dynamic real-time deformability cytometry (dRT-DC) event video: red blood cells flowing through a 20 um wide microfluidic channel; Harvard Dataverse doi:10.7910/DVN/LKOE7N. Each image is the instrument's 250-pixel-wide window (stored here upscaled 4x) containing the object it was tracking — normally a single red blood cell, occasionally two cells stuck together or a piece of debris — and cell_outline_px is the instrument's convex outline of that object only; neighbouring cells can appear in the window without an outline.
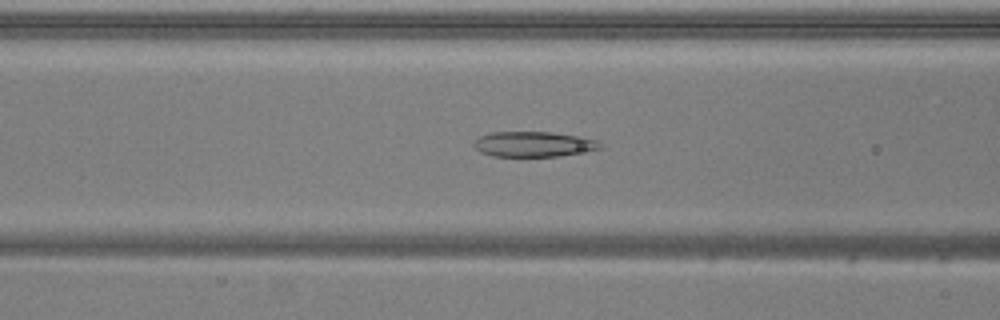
{"species": "common noctule bat (a hibernating species)", "species_latin": "Nyctalus noctula", "temperature_condition": "warm", "stored_images_in_passage": 44, "segment_of_instrument_passage": [1, 2], "camera_frame_rate_fps": 3000, "um_per_image_px": 0.085, "animal": {"sex": "male", "body_mass_g": 20.5, "forearm_length_mm": 52.5}, "frame": {"image": 1, "passage_image": 11, "time_ms": 3.333, "image_size_px": [1000, 320], "cell_outline_px": [[600, 148], [560, 156], [492, 156], [480, 152], [472, 144], [480, 136], [492, 132], [552, 132], [580, 136], [596, 140], [600, 144]], "centroid_in_image_um": [45.31, 12.25], "position_along_channel_um": 121.3, "area_um2": 18.38}}
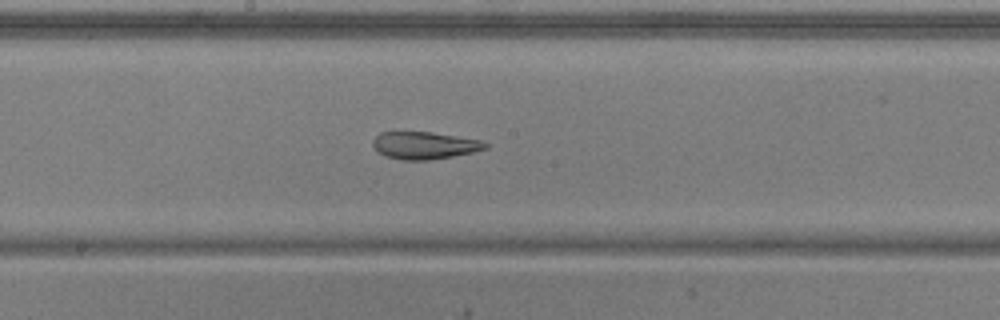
{"frame": {"image": 2, "passage_image": 18, "time_ms": 5.667, "image_size_px": [1000, 320], "cell_outline_px": [[488, 148], [472, 152], [452, 156], [428, 160], [404, 160], [384, 156], [376, 152], [372, 144], [372, 140], [380, 132], [432, 132], [484, 140], [488, 144]], "centroid_in_image_um": [36.07, 12.35], "position_along_channel_um": 212.1, "area_um2": 18.09}}
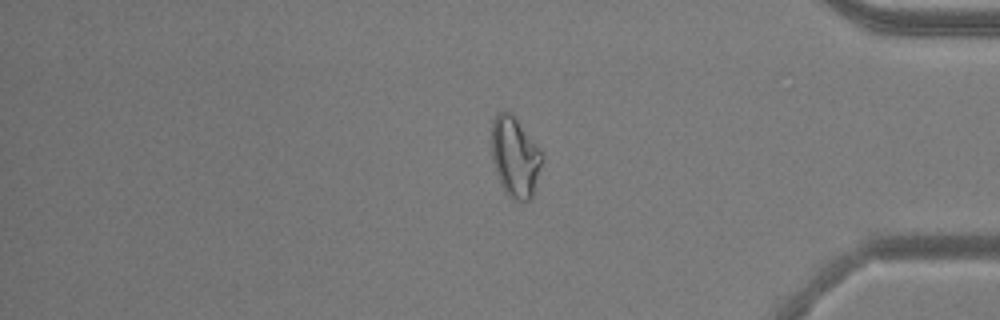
{"frame": {"image": 3, "passage_image": 34, "time_ms": 11.0, "image_size_px": [1000, 320], "cell_outline_px": [[544, 156], [532, 200], [524, 204], [508, 196], [496, 172], [492, 160], [492, 120], [496, 112], [504, 108], [512, 112], [540, 148]], "centroid_in_image_um": [43.8, 13.31], "position_along_channel_um": 391.4, "area_um2": 24.22}}